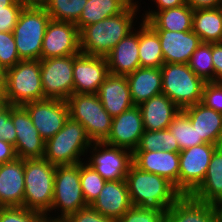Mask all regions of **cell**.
Segmentation results:
<instances>
[{
  "mask_svg": "<svg viewBox=\"0 0 222 222\" xmlns=\"http://www.w3.org/2000/svg\"><path fill=\"white\" fill-rule=\"evenodd\" d=\"M140 67L158 68L164 64L158 34L144 21L139 24Z\"/></svg>",
  "mask_w": 222,
  "mask_h": 222,
  "instance_id": "cell-32",
  "label": "cell"
},
{
  "mask_svg": "<svg viewBox=\"0 0 222 222\" xmlns=\"http://www.w3.org/2000/svg\"><path fill=\"white\" fill-rule=\"evenodd\" d=\"M187 64L204 82H214L212 43H201Z\"/></svg>",
  "mask_w": 222,
  "mask_h": 222,
  "instance_id": "cell-36",
  "label": "cell"
},
{
  "mask_svg": "<svg viewBox=\"0 0 222 222\" xmlns=\"http://www.w3.org/2000/svg\"><path fill=\"white\" fill-rule=\"evenodd\" d=\"M194 10L187 3L155 12L145 21L153 30L188 32L192 30Z\"/></svg>",
  "mask_w": 222,
  "mask_h": 222,
  "instance_id": "cell-29",
  "label": "cell"
},
{
  "mask_svg": "<svg viewBox=\"0 0 222 222\" xmlns=\"http://www.w3.org/2000/svg\"><path fill=\"white\" fill-rule=\"evenodd\" d=\"M135 106L162 93L161 68L139 67L126 76Z\"/></svg>",
  "mask_w": 222,
  "mask_h": 222,
  "instance_id": "cell-27",
  "label": "cell"
},
{
  "mask_svg": "<svg viewBox=\"0 0 222 222\" xmlns=\"http://www.w3.org/2000/svg\"><path fill=\"white\" fill-rule=\"evenodd\" d=\"M162 93L181 110L202 101L206 82L188 66L180 63H164L161 67Z\"/></svg>",
  "mask_w": 222,
  "mask_h": 222,
  "instance_id": "cell-8",
  "label": "cell"
},
{
  "mask_svg": "<svg viewBox=\"0 0 222 222\" xmlns=\"http://www.w3.org/2000/svg\"><path fill=\"white\" fill-rule=\"evenodd\" d=\"M142 7L145 8L141 6L140 1L134 0L123 12L86 26L80 32L81 53L105 57L121 39L141 23Z\"/></svg>",
  "mask_w": 222,
  "mask_h": 222,
  "instance_id": "cell-1",
  "label": "cell"
},
{
  "mask_svg": "<svg viewBox=\"0 0 222 222\" xmlns=\"http://www.w3.org/2000/svg\"><path fill=\"white\" fill-rule=\"evenodd\" d=\"M218 222H222V201H219L215 204Z\"/></svg>",
  "mask_w": 222,
  "mask_h": 222,
  "instance_id": "cell-51",
  "label": "cell"
},
{
  "mask_svg": "<svg viewBox=\"0 0 222 222\" xmlns=\"http://www.w3.org/2000/svg\"><path fill=\"white\" fill-rule=\"evenodd\" d=\"M137 1L141 2L142 0H137ZM149 2L152 5V6L150 5V8H149V3H148V6H146L147 8H145L144 10L140 9V11H143L141 14V17H142V21L144 22L147 21L157 11L170 9L173 7H178V6H182L186 4V0H150Z\"/></svg>",
  "mask_w": 222,
  "mask_h": 222,
  "instance_id": "cell-45",
  "label": "cell"
},
{
  "mask_svg": "<svg viewBox=\"0 0 222 222\" xmlns=\"http://www.w3.org/2000/svg\"><path fill=\"white\" fill-rule=\"evenodd\" d=\"M10 118L16 131L14 148L17 158H43L45 140L39 135L27 110L23 106H10Z\"/></svg>",
  "mask_w": 222,
  "mask_h": 222,
  "instance_id": "cell-15",
  "label": "cell"
},
{
  "mask_svg": "<svg viewBox=\"0 0 222 222\" xmlns=\"http://www.w3.org/2000/svg\"><path fill=\"white\" fill-rule=\"evenodd\" d=\"M154 31L159 36L164 63L187 64L193 52L202 43L200 37L192 30L188 32Z\"/></svg>",
  "mask_w": 222,
  "mask_h": 222,
  "instance_id": "cell-19",
  "label": "cell"
},
{
  "mask_svg": "<svg viewBox=\"0 0 222 222\" xmlns=\"http://www.w3.org/2000/svg\"><path fill=\"white\" fill-rule=\"evenodd\" d=\"M0 138L13 146L16 144V131L10 118L9 105L0 113Z\"/></svg>",
  "mask_w": 222,
  "mask_h": 222,
  "instance_id": "cell-44",
  "label": "cell"
},
{
  "mask_svg": "<svg viewBox=\"0 0 222 222\" xmlns=\"http://www.w3.org/2000/svg\"><path fill=\"white\" fill-rule=\"evenodd\" d=\"M214 82H222V43H212Z\"/></svg>",
  "mask_w": 222,
  "mask_h": 222,
  "instance_id": "cell-46",
  "label": "cell"
},
{
  "mask_svg": "<svg viewBox=\"0 0 222 222\" xmlns=\"http://www.w3.org/2000/svg\"><path fill=\"white\" fill-rule=\"evenodd\" d=\"M90 206L105 217L119 220L133 206L126 180L106 181Z\"/></svg>",
  "mask_w": 222,
  "mask_h": 222,
  "instance_id": "cell-20",
  "label": "cell"
},
{
  "mask_svg": "<svg viewBox=\"0 0 222 222\" xmlns=\"http://www.w3.org/2000/svg\"><path fill=\"white\" fill-rule=\"evenodd\" d=\"M23 107L45 141L59 132L69 118L68 104L64 100L46 98L25 103Z\"/></svg>",
  "mask_w": 222,
  "mask_h": 222,
  "instance_id": "cell-14",
  "label": "cell"
},
{
  "mask_svg": "<svg viewBox=\"0 0 222 222\" xmlns=\"http://www.w3.org/2000/svg\"><path fill=\"white\" fill-rule=\"evenodd\" d=\"M42 222H62V221L49 220L45 218Z\"/></svg>",
  "mask_w": 222,
  "mask_h": 222,
  "instance_id": "cell-54",
  "label": "cell"
},
{
  "mask_svg": "<svg viewBox=\"0 0 222 222\" xmlns=\"http://www.w3.org/2000/svg\"><path fill=\"white\" fill-rule=\"evenodd\" d=\"M8 106L7 102L3 99L0 98V113Z\"/></svg>",
  "mask_w": 222,
  "mask_h": 222,
  "instance_id": "cell-53",
  "label": "cell"
},
{
  "mask_svg": "<svg viewBox=\"0 0 222 222\" xmlns=\"http://www.w3.org/2000/svg\"><path fill=\"white\" fill-rule=\"evenodd\" d=\"M126 182L133 206L166 212L182 194L166 178L130 165Z\"/></svg>",
  "mask_w": 222,
  "mask_h": 222,
  "instance_id": "cell-2",
  "label": "cell"
},
{
  "mask_svg": "<svg viewBox=\"0 0 222 222\" xmlns=\"http://www.w3.org/2000/svg\"><path fill=\"white\" fill-rule=\"evenodd\" d=\"M217 145L204 143L179 152V192L190 195L204 180Z\"/></svg>",
  "mask_w": 222,
  "mask_h": 222,
  "instance_id": "cell-12",
  "label": "cell"
},
{
  "mask_svg": "<svg viewBox=\"0 0 222 222\" xmlns=\"http://www.w3.org/2000/svg\"><path fill=\"white\" fill-rule=\"evenodd\" d=\"M85 162L106 181L123 180L126 179L132 164V152L104 142H93L88 149Z\"/></svg>",
  "mask_w": 222,
  "mask_h": 222,
  "instance_id": "cell-10",
  "label": "cell"
},
{
  "mask_svg": "<svg viewBox=\"0 0 222 222\" xmlns=\"http://www.w3.org/2000/svg\"><path fill=\"white\" fill-rule=\"evenodd\" d=\"M24 159L0 165V207L23 206Z\"/></svg>",
  "mask_w": 222,
  "mask_h": 222,
  "instance_id": "cell-22",
  "label": "cell"
},
{
  "mask_svg": "<svg viewBox=\"0 0 222 222\" xmlns=\"http://www.w3.org/2000/svg\"><path fill=\"white\" fill-rule=\"evenodd\" d=\"M182 111L189 117L198 133V140L219 146L222 137V114L206 107L203 103L188 106Z\"/></svg>",
  "mask_w": 222,
  "mask_h": 222,
  "instance_id": "cell-25",
  "label": "cell"
},
{
  "mask_svg": "<svg viewBox=\"0 0 222 222\" xmlns=\"http://www.w3.org/2000/svg\"><path fill=\"white\" fill-rule=\"evenodd\" d=\"M201 103L222 114V82H206Z\"/></svg>",
  "mask_w": 222,
  "mask_h": 222,
  "instance_id": "cell-41",
  "label": "cell"
},
{
  "mask_svg": "<svg viewBox=\"0 0 222 222\" xmlns=\"http://www.w3.org/2000/svg\"><path fill=\"white\" fill-rule=\"evenodd\" d=\"M86 206L80 182V163L56 166L52 207L45 218L64 221Z\"/></svg>",
  "mask_w": 222,
  "mask_h": 222,
  "instance_id": "cell-5",
  "label": "cell"
},
{
  "mask_svg": "<svg viewBox=\"0 0 222 222\" xmlns=\"http://www.w3.org/2000/svg\"><path fill=\"white\" fill-rule=\"evenodd\" d=\"M180 152L179 145L169 129L149 131L144 130L139 144L134 152L150 151Z\"/></svg>",
  "mask_w": 222,
  "mask_h": 222,
  "instance_id": "cell-33",
  "label": "cell"
},
{
  "mask_svg": "<svg viewBox=\"0 0 222 222\" xmlns=\"http://www.w3.org/2000/svg\"><path fill=\"white\" fill-rule=\"evenodd\" d=\"M192 31L202 43H222V7L194 10Z\"/></svg>",
  "mask_w": 222,
  "mask_h": 222,
  "instance_id": "cell-30",
  "label": "cell"
},
{
  "mask_svg": "<svg viewBox=\"0 0 222 222\" xmlns=\"http://www.w3.org/2000/svg\"><path fill=\"white\" fill-rule=\"evenodd\" d=\"M6 70L0 66V98H3L5 90Z\"/></svg>",
  "mask_w": 222,
  "mask_h": 222,
  "instance_id": "cell-49",
  "label": "cell"
},
{
  "mask_svg": "<svg viewBox=\"0 0 222 222\" xmlns=\"http://www.w3.org/2000/svg\"><path fill=\"white\" fill-rule=\"evenodd\" d=\"M17 0H0V11H7V7L13 5Z\"/></svg>",
  "mask_w": 222,
  "mask_h": 222,
  "instance_id": "cell-50",
  "label": "cell"
},
{
  "mask_svg": "<svg viewBox=\"0 0 222 222\" xmlns=\"http://www.w3.org/2000/svg\"><path fill=\"white\" fill-rule=\"evenodd\" d=\"M56 166L44 158L24 159L23 207L46 216L52 207Z\"/></svg>",
  "mask_w": 222,
  "mask_h": 222,
  "instance_id": "cell-4",
  "label": "cell"
},
{
  "mask_svg": "<svg viewBox=\"0 0 222 222\" xmlns=\"http://www.w3.org/2000/svg\"><path fill=\"white\" fill-rule=\"evenodd\" d=\"M164 222H218L215 204L182 195L165 213Z\"/></svg>",
  "mask_w": 222,
  "mask_h": 222,
  "instance_id": "cell-24",
  "label": "cell"
},
{
  "mask_svg": "<svg viewBox=\"0 0 222 222\" xmlns=\"http://www.w3.org/2000/svg\"><path fill=\"white\" fill-rule=\"evenodd\" d=\"M20 61L13 32H0V66L7 70Z\"/></svg>",
  "mask_w": 222,
  "mask_h": 222,
  "instance_id": "cell-39",
  "label": "cell"
},
{
  "mask_svg": "<svg viewBox=\"0 0 222 222\" xmlns=\"http://www.w3.org/2000/svg\"><path fill=\"white\" fill-rule=\"evenodd\" d=\"M92 143L84 126L69 117L63 128L45 141L43 158L55 166L82 163Z\"/></svg>",
  "mask_w": 222,
  "mask_h": 222,
  "instance_id": "cell-3",
  "label": "cell"
},
{
  "mask_svg": "<svg viewBox=\"0 0 222 222\" xmlns=\"http://www.w3.org/2000/svg\"><path fill=\"white\" fill-rule=\"evenodd\" d=\"M63 222H116V220L101 215L88 205L69 215Z\"/></svg>",
  "mask_w": 222,
  "mask_h": 222,
  "instance_id": "cell-43",
  "label": "cell"
},
{
  "mask_svg": "<svg viewBox=\"0 0 222 222\" xmlns=\"http://www.w3.org/2000/svg\"><path fill=\"white\" fill-rule=\"evenodd\" d=\"M25 5H43L46 0H21Z\"/></svg>",
  "mask_w": 222,
  "mask_h": 222,
  "instance_id": "cell-52",
  "label": "cell"
},
{
  "mask_svg": "<svg viewBox=\"0 0 222 222\" xmlns=\"http://www.w3.org/2000/svg\"><path fill=\"white\" fill-rule=\"evenodd\" d=\"M80 182L87 205H91L104 188L106 180L85 161L80 163Z\"/></svg>",
  "mask_w": 222,
  "mask_h": 222,
  "instance_id": "cell-37",
  "label": "cell"
},
{
  "mask_svg": "<svg viewBox=\"0 0 222 222\" xmlns=\"http://www.w3.org/2000/svg\"><path fill=\"white\" fill-rule=\"evenodd\" d=\"M132 163L140 170L166 178L179 191V152H133Z\"/></svg>",
  "mask_w": 222,
  "mask_h": 222,
  "instance_id": "cell-18",
  "label": "cell"
},
{
  "mask_svg": "<svg viewBox=\"0 0 222 222\" xmlns=\"http://www.w3.org/2000/svg\"><path fill=\"white\" fill-rule=\"evenodd\" d=\"M139 25L105 56L109 73L127 76L140 67L139 61Z\"/></svg>",
  "mask_w": 222,
  "mask_h": 222,
  "instance_id": "cell-21",
  "label": "cell"
},
{
  "mask_svg": "<svg viewBox=\"0 0 222 222\" xmlns=\"http://www.w3.org/2000/svg\"><path fill=\"white\" fill-rule=\"evenodd\" d=\"M97 95L112 118L135 106L126 76L109 74L100 85Z\"/></svg>",
  "mask_w": 222,
  "mask_h": 222,
  "instance_id": "cell-23",
  "label": "cell"
},
{
  "mask_svg": "<svg viewBox=\"0 0 222 222\" xmlns=\"http://www.w3.org/2000/svg\"><path fill=\"white\" fill-rule=\"evenodd\" d=\"M81 53L80 32L71 22L50 20L42 42L41 59Z\"/></svg>",
  "mask_w": 222,
  "mask_h": 222,
  "instance_id": "cell-13",
  "label": "cell"
},
{
  "mask_svg": "<svg viewBox=\"0 0 222 222\" xmlns=\"http://www.w3.org/2000/svg\"><path fill=\"white\" fill-rule=\"evenodd\" d=\"M134 0H88L75 23L79 32L105 18L123 12Z\"/></svg>",
  "mask_w": 222,
  "mask_h": 222,
  "instance_id": "cell-31",
  "label": "cell"
},
{
  "mask_svg": "<svg viewBox=\"0 0 222 222\" xmlns=\"http://www.w3.org/2000/svg\"><path fill=\"white\" fill-rule=\"evenodd\" d=\"M88 0H46L43 7L52 20L76 23Z\"/></svg>",
  "mask_w": 222,
  "mask_h": 222,
  "instance_id": "cell-34",
  "label": "cell"
},
{
  "mask_svg": "<svg viewBox=\"0 0 222 222\" xmlns=\"http://www.w3.org/2000/svg\"><path fill=\"white\" fill-rule=\"evenodd\" d=\"M109 74L105 57L83 53L74 55L73 93L97 94L100 85Z\"/></svg>",
  "mask_w": 222,
  "mask_h": 222,
  "instance_id": "cell-16",
  "label": "cell"
},
{
  "mask_svg": "<svg viewBox=\"0 0 222 222\" xmlns=\"http://www.w3.org/2000/svg\"><path fill=\"white\" fill-rule=\"evenodd\" d=\"M219 146L222 148V137H221V140H220Z\"/></svg>",
  "mask_w": 222,
  "mask_h": 222,
  "instance_id": "cell-55",
  "label": "cell"
},
{
  "mask_svg": "<svg viewBox=\"0 0 222 222\" xmlns=\"http://www.w3.org/2000/svg\"><path fill=\"white\" fill-rule=\"evenodd\" d=\"M45 216L23 206L0 207V222H42Z\"/></svg>",
  "mask_w": 222,
  "mask_h": 222,
  "instance_id": "cell-38",
  "label": "cell"
},
{
  "mask_svg": "<svg viewBox=\"0 0 222 222\" xmlns=\"http://www.w3.org/2000/svg\"><path fill=\"white\" fill-rule=\"evenodd\" d=\"M141 110L144 130L168 129L181 109L163 93L153 96L138 106Z\"/></svg>",
  "mask_w": 222,
  "mask_h": 222,
  "instance_id": "cell-26",
  "label": "cell"
},
{
  "mask_svg": "<svg viewBox=\"0 0 222 222\" xmlns=\"http://www.w3.org/2000/svg\"><path fill=\"white\" fill-rule=\"evenodd\" d=\"M193 10L222 7V0H186Z\"/></svg>",
  "mask_w": 222,
  "mask_h": 222,
  "instance_id": "cell-48",
  "label": "cell"
},
{
  "mask_svg": "<svg viewBox=\"0 0 222 222\" xmlns=\"http://www.w3.org/2000/svg\"><path fill=\"white\" fill-rule=\"evenodd\" d=\"M144 133L141 110L138 106L113 117L111 131L104 143L130 150L137 148Z\"/></svg>",
  "mask_w": 222,
  "mask_h": 222,
  "instance_id": "cell-17",
  "label": "cell"
},
{
  "mask_svg": "<svg viewBox=\"0 0 222 222\" xmlns=\"http://www.w3.org/2000/svg\"><path fill=\"white\" fill-rule=\"evenodd\" d=\"M69 117L81 123L92 142H104L110 134L112 117L97 94L73 93L67 100Z\"/></svg>",
  "mask_w": 222,
  "mask_h": 222,
  "instance_id": "cell-9",
  "label": "cell"
},
{
  "mask_svg": "<svg viewBox=\"0 0 222 222\" xmlns=\"http://www.w3.org/2000/svg\"><path fill=\"white\" fill-rule=\"evenodd\" d=\"M16 158L17 155L14 146L0 138V165L13 161Z\"/></svg>",
  "mask_w": 222,
  "mask_h": 222,
  "instance_id": "cell-47",
  "label": "cell"
},
{
  "mask_svg": "<svg viewBox=\"0 0 222 222\" xmlns=\"http://www.w3.org/2000/svg\"><path fill=\"white\" fill-rule=\"evenodd\" d=\"M25 4L17 0L13 5L7 7V11H0V32H13L19 14Z\"/></svg>",
  "mask_w": 222,
  "mask_h": 222,
  "instance_id": "cell-42",
  "label": "cell"
},
{
  "mask_svg": "<svg viewBox=\"0 0 222 222\" xmlns=\"http://www.w3.org/2000/svg\"><path fill=\"white\" fill-rule=\"evenodd\" d=\"M74 55L41 59V84L44 97L66 101L74 88Z\"/></svg>",
  "mask_w": 222,
  "mask_h": 222,
  "instance_id": "cell-11",
  "label": "cell"
},
{
  "mask_svg": "<svg viewBox=\"0 0 222 222\" xmlns=\"http://www.w3.org/2000/svg\"><path fill=\"white\" fill-rule=\"evenodd\" d=\"M166 212L132 206L116 222H164Z\"/></svg>",
  "mask_w": 222,
  "mask_h": 222,
  "instance_id": "cell-40",
  "label": "cell"
},
{
  "mask_svg": "<svg viewBox=\"0 0 222 222\" xmlns=\"http://www.w3.org/2000/svg\"><path fill=\"white\" fill-rule=\"evenodd\" d=\"M51 20L42 5H25L13 30L20 60H41L42 42Z\"/></svg>",
  "mask_w": 222,
  "mask_h": 222,
  "instance_id": "cell-6",
  "label": "cell"
},
{
  "mask_svg": "<svg viewBox=\"0 0 222 222\" xmlns=\"http://www.w3.org/2000/svg\"><path fill=\"white\" fill-rule=\"evenodd\" d=\"M3 99L9 106L46 99L41 84L40 60H21L6 70Z\"/></svg>",
  "mask_w": 222,
  "mask_h": 222,
  "instance_id": "cell-7",
  "label": "cell"
},
{
  "mask_svg": "<svg viewBox=\"0 0 222 222\" xmlns=\"http://www.w3.org/2000/svg\"><path fill=\"white\" fill-rule=\"evenodd\" d=\"M190 196L203 203L216 204L222 201V148L220 146L214 150L204 180Z\"/></svg>",
  "mask_w": 222,
  "mask_h": 222,
  "instance_id": "cell-28",
  "label": "cell"
},
{
  "mask_svg": "<svg viewBox=\"0 0 222 222\" xmlns=\"http://www.w3.org/2000/svg\"><path fill=\"white\" fill-rule=\"evenodd\" d=\"M169 131L176 139L180 151L206 143L198 140V133L192 126L189 117L181 110L168 126Z\"/></svg>",
  "mask_w": 222,
  "mask_h": 222,
  "instance_id": "cell-35",
  "label": "cell"
}]
</instances>
